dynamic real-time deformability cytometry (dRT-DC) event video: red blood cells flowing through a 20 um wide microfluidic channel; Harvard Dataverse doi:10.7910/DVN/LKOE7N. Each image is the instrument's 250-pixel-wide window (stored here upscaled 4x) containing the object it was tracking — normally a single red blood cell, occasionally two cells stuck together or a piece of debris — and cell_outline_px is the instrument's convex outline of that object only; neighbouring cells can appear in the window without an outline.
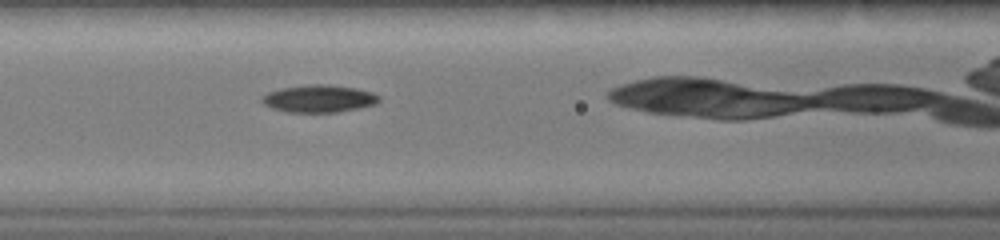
{"species": "common noctule bat (a hibernating species)", "species_latin": "Nyctalus noctula", "temperature_condition": "warm", "stored_images_in_passage": 19, "camera_frame_rate_fps": 3000, "um_per_image_px": 0.085, "animal": {"sex": "female", "body_mass_g": 19.0, "forearm_length_mm": 51.5}, "frame": {"image": 1, "passage_image": 4, "time_ms": 1.0, "image_size_px": [1000, 240], "cell_outline_px": [[380, 100], [376, 104], [360, 108], [336, 112], [284, 112], [272, 108], [264, 104], [260, 100], [260, 96], [268, 92], [280, 88], [308, 84], [328, 84], [356, 88], [372, 92], [380, 96]], "centroid_in_image_um": [27.09, 8.38], "position_along_channel_um": 139.5, "area_um2": 18.96}}